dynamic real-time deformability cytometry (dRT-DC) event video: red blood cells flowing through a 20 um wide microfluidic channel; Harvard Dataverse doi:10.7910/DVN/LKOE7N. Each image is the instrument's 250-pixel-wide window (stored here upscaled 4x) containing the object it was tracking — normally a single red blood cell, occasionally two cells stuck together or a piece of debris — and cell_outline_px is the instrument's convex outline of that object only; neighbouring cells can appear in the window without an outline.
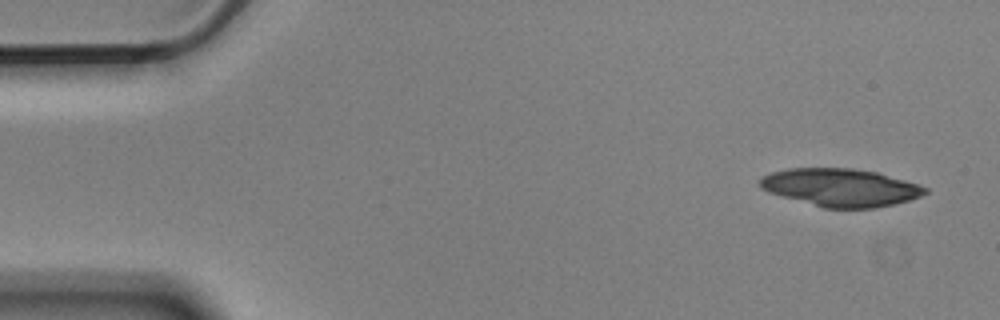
{"species": "Egyptian fruit bat (a non-hibernating species)", "species_latin": "Rousettus aegyptiacus", "temperature_condition": "cold", "stored_images_in_passage": 4, "camera_frame_rate_fps": 3000, "um_per_image_px": 0.085, "animal": {"sex": "male"}, "frame": {"image": 1, "passage_image": 1, "time_ms": 0.0, "image_size_px": [1000, 320], "cell_outline_px": [[928, 192], [920, 196], [896, 204], [872, 208], [824, 208], [768, 192], [760, 188], [756, 180], [760, 176], [772, 172], [788, 168], [852, 168], [876, 172], [920, 184], [928, 188]], "centroid_in_image_um": [71.42, 15.93], "position_along_channel_um": 13.6, "area_um2": 36.59}}